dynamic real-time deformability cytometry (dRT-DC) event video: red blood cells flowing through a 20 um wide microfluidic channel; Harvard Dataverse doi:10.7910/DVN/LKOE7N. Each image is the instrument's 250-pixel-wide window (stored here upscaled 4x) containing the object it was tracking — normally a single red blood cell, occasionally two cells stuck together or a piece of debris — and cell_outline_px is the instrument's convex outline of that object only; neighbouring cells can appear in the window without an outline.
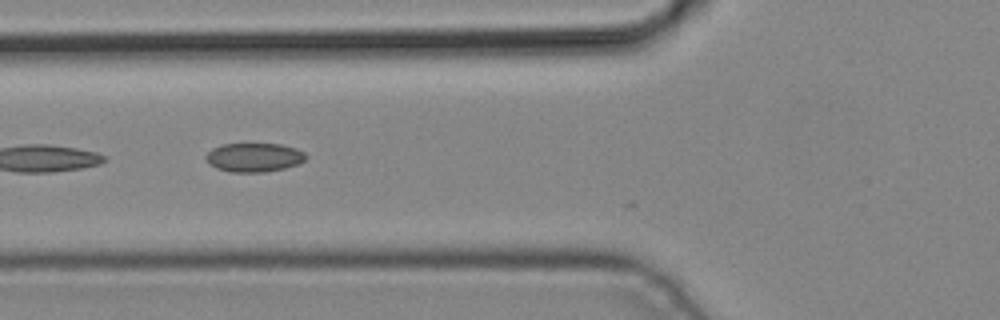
{"species": "common noctule bat (a hibernating species)", "species_latin": "Nyctalus noctula", "temperature_condition": "cold", "stored_images_in_passage": 6, "camera_frame_rate_fps": 3000, "um_per_image_px": 0.085, "animal": {"sex": "male", "body_mass_g": 19.2, "forearm_length_mm": 51.8}, "frame": {"image": 1, "passage_image": 5, "time_ms": 1.333, "image_size_px": [1000, 320], "cell_outline_px": [[308, 156], [304, 160], [296, 164], [284, 168], [264, 172], [228, 172], [216, 168], [208, 164], [204, 156], [212, 148], [220, 144], [280, 144], [296, 148], [304, 152]], "centroid_in_image_um": [21.55, 13.38], "position_along_channel_um": 104.2, "area_um2": 16.94}}